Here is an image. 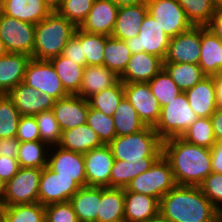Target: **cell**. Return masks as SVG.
I'll return each instance as SVG.
<instances>
[{"instance_id":"26","label":"cell","mask_w":222,"mask_h":222,"mask_svg":"<svg viewBox=\"0 0 222 222\" xmlns=\"http://www.w3.org/2000/svg\"><path fill=\"white\" fill-rule=\"evenodd\" d=\"M52 11L44 0H3L2 13L15 19L37 24Z\"/></svg>"},{"instance_id":"59","label":"cell","mask_w":222,"mask_h":222,"mask_svg":"<svg viewBox=\"0 0 222 222\" xmlns=\"http://www.w3.org/2000/svg\"><path fill=\"white\" fill-rule=\"evenodd\" d=\"M6 183L0 178V206L4 204Z\"/></svg>"},{"instance_id":"45","label":"cell","mask_w":222,"mask_h":222,"mask_svg":"<svg viewBox=\"0 0 222 222\" xmlns=\"http://www.w3.org/2000/svg\"><path fill=\"white\" fill-rule=\"evenodd\" d=\"M35 118L40 132V140L50 147L58 145L61 140L62 130L59 122L55 119L52 109L38 113Z\"/></svg>"},{"instance_id":"52","label":"cell","mask_w":222,"mask_h":222,"mask_svg":"<svg viewBox=\"0 0 222 222\" xmlns=\"http://www.w3.org/2000/svg\"><path fill=\"white\" fill-rule=\"evenodd\" d=\"M20 141L14 138H0V157L17 158Z\"/></svg>"},{"instance_id":"48","label":"cell","mask_w":222,"mask_h":222,"mask_svg":"<svg viewBox=\"0 0 222 222\" xmlns=\"http://www.w3.org/2000/svg\"><path fill=\"white\" fill-rule=\"evenodd\" d=\"M45 222H79L69 201L45 206Z\"/></svg>"},{"instance_id":"20","label":"cell","mask_w":222,"mask_h":222,"mask_svg":"<svg viewBox=\"0 0 222 222\" xmlns=\"http://www.w3.org/2000/svg\"><path fill=\"white\" fill-rule=\"evenodd\" d=\"M163 68V60L146 52L131 54L124 72L119 76L123 83L149 82Z\"/></svg>"},{"instance_id":"12","label":"cell","mask_w":222,"mask_h":222,"mask_svg":"<svg viewBox=\"0 0 222 222\" xmlns=\"http://www.w3.org/2000/svg\"><path fill=\"white\" fill-rule=\"evenodd\" d=\"M124 96L146 126L154 127L157 124L161 106L147 82L124 83Z\"/></svg>"},{"instance_id":"36","label":"cell","mask_w":222,"mask_h":222,"mask_svg":"<svg viewBox=\"0 0 222 222\" xmlns=\"http://www.w3.org/2000/svg\"><path fill=\"white\" fill-rule=\"evenodd\" d=\"M47 145L41 140L20 142L17 153V161L20 167L43 169L48 166L47 153L51 147Z\"/></svg>"},{"instance_id":"1","label":"cell","mask_w":222,"mask_h":222,"mask_svg":"<svg viewBox=\"0 0 222 222\" xmlns=\"http://www.w3.org/2000/svg\"><path fill=\"white\" fill-rule=\"evenodd\" d=\"M163 156L170 162L177 185L200 186L212 172L211 149L181 137L163 140Z\"/></svg>"},{"instance_id":"22","label":"cell","mask_w":222,"mask_h":222,"mask_svg":"<svg viewBox=\"0 0 222 222\" xmlns=\"http://www.w3.org/2000/svg\"><path fill=\"white\" fill-rule=\"evenodd\" d=\"M147 13L148 7L146 1L119 7L111 36L124 41L138 36L139 28Z\"/></svg>"},{"instance_id":"9","label":"cell","mask_w":222,"mask_h":222,"mask_svg":"<svg viewBox=\"0 0 222 222\" xmlns=\"http://www.w3.org/2000/svg\"><path fill=\"white\" fill-rule=\"evenodd\" d=\"M170 37L164 32L156 20L149 14L145 16L138 36L126 40L131 54L146 52L164 60Z\"/></svg>"},{"instance_id":"29","label":"cell","mask_w":222,"mask_h":222,"mask_svg":"<svg viewBox=\"0 0 222 222\" xmlns=\"http://www.w3.org/2000/svg\"><path fill=\"white\" fill-rule=\"evenodd\" d=\"M125 189L101 187L97 222L124 221Z\"/></svg>"},{"instance_id":"55","label":"cell","mask_w":222,"mask_h":222,"mask_svg":"<svg viewBox=\"0 0 222 222\" xmlns=\"http://www.w3.org/2000/svg\"><path fill=\"white\" fill-rule=\"evenodd\" d=\"M216 141L222 140V109L217 108L210 117Z\"/></svg>"},{"instance_id":"25","label":"cell","mask_w":222,"mask_h":222,"mask_svg":"<svg viewBox=\"0 0 222 222\" xmlns=\"http://www.w3.org/2000/svg\"><path fill=\"white\" fill-rule=\"evenodd\" d=\"M31 59V56L16 53H8L0 57V94H8L15 86L23 82Z\"/></svg>"},{"instance_id":"30","label":"cell","mask_w":222,"mask_h":222,"mask_svg":"<svg viewBox=\"0 0 222 222\" xmlns=\"http://www.w3.org/2000/svg\"><path fill=\"white\" fill-rule=\"evenodd\" d=\"M101 199V187H81L69 199L79 222H97V211Z\"/></svg>"},{"instance_id":"57","label":"cell","mask_w":222,"mask_h":222,"mask_svg":"<svg viewBox=\"0 0 222 222\" xmlns=\"http://www.w3.org/2000/svg\"><path fill=\"white\" fill-rule=\"evenodd\" d=\"M118 7L142 3L146 0H112Z\"/></svg>"},{"instance_id":"63","label":"cell","mask_w":222,"mask_h":222,"mask_svg":"<svg viewBox=\"0 0 222 222\" xmlns=\"http://www.w3.org/2000/svg\"><path fill=\"white\" fill-rule=\"evenodd\" d=\"M218 222H222V213L220 212Z\"/></svg>"},{"instance_id":"37","label":"cell","mask_w":222,"mask_h":222,"mask_svg":"<svg viewBox=\"0 0 222 222\" xmlns=\"http://www.w3.org/2000/svg\"><path fill=\"white\" fill-rule=\"evenodd\" d=\"M74 36L81 42L83 55L86 58V66H103L104 56L103 50L106 39L109 36L84 32L78 27L74 32Z\"/></svg>"},{"instance_id":"11","label":"cell","mask_w":222,"mask_h":222,"mask_svg":"<svg viewBox=\"0 0 222 222\" xmlns=\"http://www.w3.org/2000/svg\"><path fill=\"white\" fill-rule=\"evenodd\" d=\"M146 3L148 13L170 38L192 27L177 0H146Z\"/></svg>"},{"instance_id":"49","label":"cell","mask_w":222,"mask_h":222,"mask_svg":"<svg viewBox=\"0 0 222 222\" xmlns=\"http://www.w3.org/2000/svg\"><path fill=\"white\" fill-rule=\"evenodd\" d=\"M15 137L20 142L40 140V132L35 116H20Z\"/></svg>"},{"instance_id":"53","label":"cell","mask_w":222,"mask_h":222,"mask_svg":"<svg viewBox=\"0 0 222 222\" xmlns=\"http://www.w3.org/2000/svg\"><path fill=\"white\" fill-rule=\"evenodd\" d=\"M212 172L222 174V140L216 141L211 148Z\"/></svg>"},{"instance_id":"35","label":"cell","mask_w":222,"mask_h":222,"mask_svg":"<svg viewBox=\"0 0 222 222\" xmlns=\"http://www.w3.org/2000/svg\"><path fill=\"white\" fill-rule=\"evenodd\" d=\"M163 68L183 92L206 76L198 64L163 62Z\"/></svg>"},{"instance_id":"23","label":"cell","mask_w":222,"mask_h":222,"mask_svg":"<svg viewBox=\"0 0 222 222\" xmlns=\"http://www.w3.org/2000/svg\"><path fill=\"white\" fill-rule=\"evenodd\" d=\"M184 92L190 107L198 117H211L218 108L212 76H205L199 83Z\"/></svg>"},{"instance_id":"17","label":"cell","mask_w":222,"mask_h":222,"mask_svg":"<svg viewBox=\"0 0 222 222\" xmlns=\"http://www.w3.org/2000/svg\"><path fill=\"white\" fill-rule=\"evenodd\" d=\"M7 95L21 116H35L42 111L51 110L56 101L48 94H43L23 82L15 86Z\"/></svg>"},{"instance_id":"31","label":"cell","mask_w":222,"mask_h":222,"mask_svg":"<svg viewBox=\"0 0 222 222\" xmlns=\"http://www.w3.org/2000/svg\"><path fill=\"white\" fill-rule=\"evenodd\" d=\"M159 158L144 160L118 161L115 160L110 174V188L125 189L131 180L150 169Z\"/></svg>"},{"instance_id":"2","label":"cell","mask_w":222,"mask_h":222,"mask_svg":"<svg viewBox=\"0 0 222 222\" xmlns=\"http://www.w3.org/2000/svg\"><path fill=\"white\" fill-rule=\"evenodd\" d=\"M219 214L198 186L176 185L160 199L159 218L166 222H218Z\"/></svg>"},{"instance_id":"7","label":"cell","mask_w":222,"mask_h":222,"mask_svg":"<svg viewBox=\"0 0 222 222\" xmlns=\"http://www.w3.org/2000/svg\"><path fill=\"white\" fill-rule=\"evenodd\" d=\"M41 172L39 168L20 167L17 174L6 182L2 207L39 202Z\"/></svg>"},{"instance_id":"64","label":"cell","mask_w":222,"mask_h":222,"mask_svg":"<svg viewBox=\"0 0 222 222\" xmlns=\"http://www.w3.org/2000/svg\"><path fill=\"white\" fill-rule=\"evenodd\" d=\"M153 222H166V221H164V220L158 218L157 220H155V221H153Z\"/></svg>"},{"instance_id":"27","label":"cell","mask_w":222,"mask_h":222,"mask_svg":"<svg viewBox=\"0 0 222 222\" xmlns=\"http://www.w3.org/2000/svg\"><path fill=\"white\" fill-rule=\"evenodd\" d=\"M103 145L96 132L86 123L62 131L61 140L58 144L63 149L82 154Z\"/></svg>"},{"instance_id":"34","label":"cell","mask_w":222,"mask_h":222,"mask_svg":"<svg viewBox=\"0 0 222 222\" xmlns=\"http://www.w3.org/2000/svg\"><path fill=\"white\" fill-rule=\"evenodd\" d=\"M103 56V66L120 76L127 66L131 52L126 41L109 36L105 42Z\"/></svg>"},{"instance_id":"51","label":"cell","mask_w":222,"mask_h":222,"mask_svg":"<svg viewBox=\"0 0 222 222\" xmlns=\"http://www.w3.org/2000/svg\"><path fill=\"white\" fill-rule=\"evenodd\" d=\"M20 165L17 158L0 157V178L6 183L19 171Z\"/></svg>"},{"instance_id":"61","label":"cell","mask_w":222,"mask_h":222,"mask_svg":"<svg viewBox=\"0 0 222 222\" xmlns=\"http://www.w3.org/2000/svg\"><path fill=\"white\" fill-rule=\"evenodd\" d=\"M214 4L217 10L222 9V0H214Z\"/></svg>"},{"instance_id":"16","label":"cell","mask_w":222,"mask_h":222,"mask_svg":"<svg viewBox=\"0 0 222 222\" xmlns=\"http://www.w3.org/2000/svg\"><path fill=\"white\" fill-rule=\"evenodd\" d=\"M86 186L110 187V174L115 161L108 145L84 153Z\"/></svg>"},{"instance_id":"24","label":"cell","mask_w":222,"mask_h":222,"mask_svg":"<svg viewBox=\"0 0 222 222\" xmlns=\"http://www.w3.org/2000/svg\"><path fill=\"white\" fill-rule=\"evenodd\" d=\"M200 60L198 65L206 76L222 70V41L207 27L200 26Z\"/></svg>"},{"instance_id":"38","label":"cell","mask_w":222,"mask_h":222,"mask_svg":"<svg viewBox=\"0 0 222 222\" xmlns=\"http://www.w3.org/2000/svg\"><path fill=\"white\" fill-rule=\"evenodd\" d=\"M0 222H45V206L37 202L1 207Z\"/></svg>"},{"instance_id":"6","label":"cell","mask_w":222,"mask_h":222,"mask_svg":"<svg viewBox=\"0 0 222 222\" xmlns=\"http://www.w3.org/2000/svg\"><path fill=\"white\" fill-rule=\"evenodd\" d=\"M176 185L171 164L162 155L150 169L133 178L126 189L160 200Z\"/></svg>"},{"instance_id":"58","label":"cell","mask_w":222,"mask_h":222,"mask_svg":"<svg viewBox=\"0 0 222 222\" xmlns=\"http://www.w3.org/2000/svg\"><path fill=\"white\" fill-rule=\"evenodd\" d=\"M64 0H44L45 4L50 8L51 11H57Z\"/></svg>"},{"instance_id":"10","label":"cell","mask_w":222,"mask_h":222,"mask_svg":"<svg viewBox=\"0 0 222 222\" xmlns=\"http://www.w3.org/2000/svg\"><path fill=\"white\" fill-rule=\"evenodd\" d=\"M23 83L33 87L35 90H39L43 94H48L55 100L69 95L49 60L32 58L27 65Z\"/></svg>"},{"instance_id":"47","label":"cell","mask_w":222,"mask_h":222,"mask_svg":"<svg viewBox=\"0 0 222 222\" xmlns=\"http://www.w3.org/2000/svg\"><path fill=\"white\" fill-rule=\"evenodd\" d=\"M204 196L222 211V174L211 172L199 186Z\"/></svg>"},{"instance_id":"15","label":"cell","mask_w":222,"mask_h":222,"mask_svg":"<svg viewBox=\"0 0 222 222\" xmlns=\"http://www.w3.org/2000/svg\"><path fill=\"white\" fill-rule=\"evenodd\" d=\"M200 26L170 38L163 62L198 64L200 60Z\"/></svg>"},{"instance_id":"13","label":"cell","mask_w":222,"mask_h":222,"mask_svg":"<svg viewBox=\"0 0 222 222\" xmlns=\"http://www.w3.org/2000/svg\"><path fill=\"white\" fill-rule=\"evenodd\" d=\"M54 147L49 149L48 167L55 172L56 176L72 178L80 187H86L84 155L63 149L58 145Z\"/></svg>"},{"instance_id":"3","label":"cell","mask_w":222,"mask_h":222,"mask_svg":"<svg viewBox=\"0 0 222 222\" xmlns=\"http://www.w3.org/2000/svg\"><path fill=\"white\" fill-rule=\"evenodd\" d=\"M76 28L57 11H52L35 24V44L31 57L37 60H50L61 55Z\"/></svg>"},{"instance_id":"44","label":"cell","mask_w":222,"mask_h":222,"mask_svg":"<svg viewBox=\"0 0 222 222\" xmlns=\"http://www.w3.org/2000/svg\"><path fill=\"white\" fill-rule=\"evenodd\" d=\"M86 124H88L96 132L104 145H108L116 137L113 117L107 116L101 111L91 108L90 106Z\"/></svg>"},{"instance_id":"32","label":"cell","mask_w":222,"mask_h":222,"mask_svg":"<svg viewBox=\"0 0 222 222\" xmlns=\"http://www.w3.org/2000/svg\"><path fill=\"white\" fill-rule=\"evenodd\" d=\"M49 61L61 79L65 91L69 95H79L83 71L86 66H80L63 55L51 58Z\"/></svg>"},{"instance_id":"62","label":"cell","mask_w":222,"mask_h":222,"mask_svg":"<svg viewBox=\"0 0 222 222\" xmlns=\"http://www.w3.org/2000/svg\"><path fill=\"white\" fill-rule=\"evenodd\" d=\"M2 3H3V0H0V15L2 14Z\"/></svg>"},{"instance_id":"14","label":"cell","mask_w":222,"mask_h":222,"mask_svg":"<svg viewBox=\"0 0 222 222\" xmlns=\"http://www.w3.org/2000/svg\"><path fill=\"white\" fill-rule=\"evenodd\" d=\"M81 187L72 180L56 176L48 166L42 169L39 182V203L46 206L69 201Z\"/></svg>"},{"instance_id":"46","label":"cell","mask_w":222,"mask_h":222,"mask_svg":"<svg viewBox=\"0 0 222 222\" xmlns=\"http://www.w3.org/2000/svg\"><path fill=\"white\" fill-rule=\"evenodd\" d=\"M94 0H64L57 12L76 27L86 19Z\"/></svg>"},{"instance_id":"42","label":"cell","mask_w":222,"mask_h":222,"mask_svg":"<svg viewBox=\"0 0 222 222\" xmlns=\"http://www.w3.org/2000/svg\"><path fill=\"white\" fill-rule=\"evenodd\" d=\"M152 94L157 98L160 106L169 104L183 92L172 80L168 72L162 68L149 82Z\"/></svg>"},{"instance_id":"54","label":"cell","mask_w":222,"mask_h":222,"mask_svg":"<svg viewBox=\"0 0 222 222\" xmlns=\"http://www.w3.org/2000/svg\"><path fill=\"white\" fill-rule=\"evenodd\" d=\"M206 27L222 41V9L216 10Z\"/></svg>"},{"instance_id":"50","label":"cell","mask_w":222,"mask_h":222,"mask_svg":"<svg viewBox=\"0 0 222 222\" xmlns=\"http://www.w3.org/2000/svg\"><path fill=\"white\" fill-rule=\"evenodd\" d=\"M80 66H86V58L83 55L81 42L73 35L67 42L62 54Z\"/></svg>"},{"instance_id":"40","label":"cell","mask_w":222,"mask_h":222,"mask_svg":"<svg viewBox=\"0 0 222 222\" xmlns=\"http://www.w3.org/2000/svg\"><path fill=\"white\" fill-rule=\"evenodd\" d=\"M192 26L206 27L216 13L214 0H177Z\"/></svg>"},{"instance_id":"28","label":"cell","mask_w":222,"mask_h":222,"mask_svg":"<svg viewBox=\"0 0 222 222\" xmlns=\"http://www.w3.org/2000/svg\"><path fill=\"white\" fill-rule=\"evenodd\" d=\"M119 80V76L106 66H86L78 96L87 100L92 95L115 85Z\"/></svg>"},{"instance_id":"4","label":"cell","mask_w":222,"mask_h":222,"mask_svg":"<svg viewBox=\"0 0 222 222\" xmlns=\"http://www.w3.org/2000/svg\"><path fill=\"white\" fill-rule=\"evenodd\" d=\"M108 146L118 161L160 158L163 155V140L151 126L130 135L117 136Z\"/></svg>"},{"instance_id":"5","label":"cell","mask_w":222,"mask_h":222,"mask_svg":"<svg viewBox=\"0 0 222 222\" xmlns=\"http://www.w3.org/2000/svg\"><path fill=\"white\" fill-rule=\"evenodd\" d=\"M198 118L185 92H181L169 104L161 107L159 120L153 128L162 140L181 137Z\"/></svg>"},{"instance_id":"18","label":"cell","mask_w":222,"mask_h":222,"mask_svg":"<svg viewBox=\"0 0 222 222\" xmlns=\"http://www.w3.org/2000/svg\"><path fill=\"white\" fill-rule=\"evenodd\" d=\"M118 10L112 0H94L89 14L78 28L84 32L111 36Z\"/></svg>"},{"instance_id":"43","label":"cell","mask_w":222,"mask_h":222,"mask_svg":"<svg viewBox=\"0 0 222 222\" xmlns=\"http://www.w3.org/2000/svg\"><path fill=\"white\" fill-rule=\"evenodd\" d=\"M20 113L7 94H0V138H14Z\"/></svg>"},{"instance_id":"21","label":"cell","mask_w":222,"mask_h":222,"mask_svg":"<svg viewBox=\"0 0 222 222\" xmlns=\"http://www.w3.org/2000/svg\"><path fill=\"white\" fill-rule=\"evenodd\" d=\"M160 200L125 188V222H152L159 218Z\"/></svg>"},{"instance_id":"60","label":"cell","mask_w":222,"mask_h":222,"mask_svg":"<svg viewBox=\"0 0 222 222\" xmlns=\"http://www.w3.org/2000/svg\"><path fill=\"white\" fill-rule=\"evenodd\" d=\"M9 52L7 51L4 42L0 38V57L7 55Z\"/></svg>"},{"instance_id":"8","label":"cell","mask_w":222,"mask_h":222,"mask_svg":"<svg viewBox=\"0 0 222 222\" xmlns=\"http://www.w3.org/2000/svg\"><path fill=\"white\" fill-rule=\"evenodd\" d=\"M0 38L9 53L32 56L35 44V24L2 13L0 15Z\"/></svg>"},{"instance_id":"56","label":"cell","mask_w":222,"mask_h":222,"mask_svg":"<svg viewBox=\"0 0 222 222\" xmlns=\"http://www.w3.org/2000/svg\"><path fill=\"white\" fill-rule=\"evenodd\" d=\"M216 90L217 107L222 109V70L212 75Z\"/></svg>"},{"instance_id":"19","label":"cell","mask_w":222,"mask_h":222,"mask_svg":"<svg viewBox=\"0 0 222 222\" xmlns=\"http://www.w3.org/2000/svg\"><path fill=\"white\" fill-rule=\"evenodd\" d=\"M52 111L61 130L65 131L86 123L89 103L81 96L68 95L56 100Z\"/></svg>"},{"instance_id":"33","label":"cell","mask_w":222,"mask_h":222,"mask_svg":"<svg viewBox=\"0 0 222 222\" xmlns=\"http://www.w3.org/2000/svg\"><path fill=\"white\" fill-rule=\"evenodd\" d=\"M117 136L130 135L143 130L146 124L139 118L135 108L124 96L113 115Z\"/></svg>"},{"instance_id":"41","label":"cell","mask_w":222,"mask_h":222,"mask_svg":"<svg viewBox=\"0 0 222 222\" xmlns=\"http://www.w3.org/2000/svg\"><path fill=\"white\" fill-rule=\"evenodd\" d=\"M186 142L211 149L216 142L210 117H199L181 136Z\"/></svg>"},{"instance_id":"39","label":"cell","mask_w":222,"mask_h":222,"mask_svg":"<svg viewBox=\"0 0 222 222\" xmlns=\"http://www.w3.org/2000/svg\"><path fill=\"white\" fill-rule=\"evenodd\" d=\"M124 97V83L119 80L115 85L106 88L87 99L91 108L97 109L107 116L113 117L114 112Z\"/></svg>"}]
</instances>
